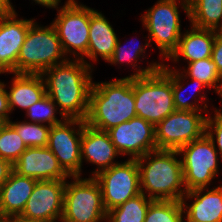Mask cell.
Segmentation results:
<instances>
[{
    "instance_id": "cell-1",
    "label": "cell",
    "mask_w": 222,
    "mask_h": 222,
    "mask_svg": "<svg viewBox=\"0 0 222 222\" xmlns=\"http://www.w3.org/2000/svg\"><path fill=\"white\" fill-rule=\"evenodd\" d=\"M91 66L81 59H68L41 74L46 94L60 107L59 113L63 119L85 121L87 118L93 85Z\"/></svg>"
},
{
    "instance_id": "cell-2",
    "label": "cell",
    "mask_w": 222,
    "mask_h": 222,
    "mask_svg": "<svg viewBox=\"0 0 222 222\" xmlns=\"http://www.w3.org/2000/svg\"><path fill=\"white\" fill-rule=\"evenodd\" d=\"M136 116L134 77L93 83L85 119L88 126L107 131Z\"/></svg>"
},
{
    "instance_id": "cell-3",
    "label": "cell",
    "mask_w": 222,
    "mask_h": 222,
    "mask_svg": "<svg viewBox=\"0 0 222 222\" xmlns=\"http://www.w3.org/2000/svg\"><path fill=\"white\" fill-rule=\"evenodd\" d=\"M135 110L138 117L156 126L176 109L172 91V69L163 63H151L146 69H135Z\"/></svg>"
},
{
    "instance_id": "cell-4",
    "label": "cell",
    "mask_w": 222,
    "mask_h": 222,
    "mask_svg": "<svg viewBox=\"0 0 222 222\" xmlns=\"http://www.w3.org/2000/svg\"><path fill=\"white\" fill-rule=\"evenodd\" d=\"M177 155H180L178 150L156 149L136 159L140 191L143 194L149 192L146 195L148 198L182 201L187 190L184 185L182 162L177 160Z\"/></svg>"
},
{
    "instance_id": "cell-5",
    "label": "cell",
    "mask_w": 222,
    "mask_h": 222,
    "mask_svg": "<svg viewBox=\"0 0 222 222\" xmlns=\"http://www.w3.org/2000/svg\"><path fill=\"white\" fill-rule=\"evenodd\" d=\"M64 56L54 26L51 24L49 27H41L34 22L29 27L18 54L17 73L42 74L48 68L67 61L68 58Z\"/></svg>"
},
{
    "instance_id": "cell-6",
    "label": "cell",
    "mask_w": 222,
    "mask_h": 222,
    "mask_svg": "<svg viewBox=\"0 0 222 222\" xmlns=\"http://www.w3.org/2000/svg\"><path fill=\"white\" fill-rule=\"evenodd\" d=\"M73 182H66L64 208L61 222L107 221L101 188L97 180L72 176Z\"/></svg>"
},
{
    "instance_id": "cell-7",
    "label": "cell",
    "mask_w": 222,
    "mask_h": 222,
    "mask_svg": "<svg viewBox=\"0 0 222 222\" xmlns=\"http://www.w3.org/2000/svg\"><path fill=\"white\" fill-rule=\"evenodd\" d=\"M182 154L184 185L188 191L207 188L218 174V151L216 145L205 133L178 150Z\"/></svg>"
},
{
    "instance_id": "cell-8",
    "label": "cell",
    "mask_w": 222,
    "mask_h": 222,
    "mask_svg": "<svg viewBox=\"0 0 222 222\" xmlns=\"http://www.w3.org/2000/svg\"><path fill=\"white\" fill-rule=\"evenodd\" d=\"M57 18L51 23L57 31L65 55L73 53L74 58L83 61L89 42L90 7L67 0Z\"/></svg>"
},
{
    "instance_id": "cell-9",
    "label": "cell",
    "mask_w": 222,
    "mask_h": 222,
    "mask_svg": "<svg viewBox=\"0 0 222 222\" xmlns=\"http://www.w3.org/2000/svg\"><path fill=\"white\" fill-rule=\"evenodd\" d=\"M207 115L201 110H175L155 126L157 149L179 150L206 133Z\"/></svg>"
},
{
    "instance_id": "cell-10",
    "label": "cell",
    "mask_w": 222,
    "mask_h": 222,
    "mask_svg": "<svg viewBox=\"0 0 222 222\" xmlns=\"http://www.w3.org/2000/svg\"><path fill=\"white\" fill-rule=\"evenodd\" d=\"M177 0H158L141 17L144 27L149 31V41L155 42L160 55L168 59L177 49L181 33Z\"/></svg>"
},
{
    "instance_id": "cell-11",
    "label": "cell",
    "mask_w": 222,
    "mask_h": 222,
    "mask_svg": "<svg viewBox=\"0 0 222 222\" xmlns=\"http://www.w3.org/2000/svg\"><path fill=\"white\" fill-rule=\"evenodd\" d=\"M100 185L102 200L108 212L141 193L136 159L113 165L94 176Z\"/></svg>"
},
{
    "instance_id": "cell-12",
    "label": "cell",
    "mask_w": 222,
    "mask_h": 222,
    "mask_svg": "<svg viewBox=\"0 0 222 222\" xmlns=\"http://www.w3.org/2000/svg\"><path fill=\"white\" fill-rule=\"evenodd\" d=\"M84 124L85 121L81 119H65L50 129L47 147L70 177L82 174L81 137ZM74 125L79 129L76 130Z\"/></svg>"
},
{
    "instance_id": "cell-13",
    "label": "cell",
    "mask_w": 222,
    "mask_h": 222,
    "mask_svg": "<svg viewBox=\"0 0 222 222\" xmlns=\"http://www.w3.org/2000/svg\"><path fill=\"white\" fill-rule=\"evenodd\" d=\"M106 132L120 155H130L131 159L157 149L155 126L141 117H133Z\"/></svg>"
},
{
    "instance_id": "cell-14",
    "label": "cell",
    "mask_w": 222,
    "mask_h": 222,
    "mask_svg": "<svg viewBox=\"0 0 222 222\" xmlns=\"http://www.w3.org/2000/svg\"><path fill=\"white\" fill-rule=\"evenodd\" d=\"M65 187L66 180H38L20 216L48 222L61 221Z\"/></svg>"
},
{
    "instance_id": "cell-15",
    "label": "cell",
    "mask_w": 222,
    "mask_h": 222,
    "mask_svg": "<svg viewBox=\"0 0 222 222\" xmlns=\"http://www.w3.org/2000/svg\"><path fill=\"white\" fill-rule=\"evenodd\" d=\"M15 10L0 15V74L17 73V59L29 27L34 20L16 19Z\"/></svg>"
},
{
    "instance_id": "cell-16",
    "label": "cell",
    "mask_w": 222,
    "mask_h": 222,
    "mask_svg": "<svg viewBox=\"0 0 222 222\" xmlns=\"http://www.w3.org/2000/svg\"><path fill=\"white\" fill-rule=\"evenodd\" d=\"M13 171L37 180H67L70 176L46 147H28L13 164Z\"/></svg>"
},
{
    "instance_id": "cell-17",
    "label": "cell",
    "mask_w": 222,
    "mask_h": 222,
    "mask_svg": "<svg viewBox=\"0 0 222 222\" xmlns=\"http://www.w3.org/2000/svg\"><path fill=\"white\" fill-rule=\"evenodd\" d=\"M119 154L106 131L84 124L81 137V160L83 162V158H85L87 162L97 165L98 168L92 172L93 177L118 164L113 161Z\"/></svg>"
},
{
    "instance_id": "cell-18",
    "label": "cell",
    "mask_w": 222,
    "mask_h": 222,
    "mask_svg": "<svg viewBox=\"0 0 222 222\" xmlns=\"http://www.w3.org/2000/svg\"><path fill=\"white\" fill-rule=\"evenodd\" d=\"M205 188L186 192L182 198L187 222H222V185L210 189L202 195ZM186 197V198H185ZM194 198L191 205L185 199Z\"/></svg>"
},
{
    "instance_id": "cell-19",
    "label": "cell",
    "mask_w": 222,
    "mask_h": 222,
    "mask_svg": "<svg viewBox=\"0 0 222 222\" xmlns=\"http://www.w3.org/2000/svg\"><path fill=\"white\" fill-rule=\"evenodd\" d=\"M38 180L12 171L0 187L1 221L20 215Z\"/></svg>"
},
{
    "instance_id": "cell-20",
    "label": "cell",
    "mask_w": 222,
    "mask_h": 222,
    "mask_svg": "<svg viewBox=\"0 0 222 222\" xmlns=\"http://www.w3.org/2000/svg\"><path fill=\"white\" fill-rule=\"evenodd\" d=\"M117 40L114 29L104 15L90 8L89 42L85 57L97 61L99 55L108 62L113 55Z\"/></svg>"
},
{
    "instance_id": "cell-21",
    "label": "cell",
    "mask_w": 222,
    "mask_h": 222,
    "mask_svg": "<svg viewBox=\"0 0 222 222\" xmlns=\"http://www.w3.org/2000/svg\"><path fill=\"white\" fill-rule=\"evenodd\" d=\"M186 31L180 36L177 49L170 55L168 60L173 59V61L178 62L179 57L182 56L184 60L190 63L210 58L217 31L194 26H192L191 30Z\"/></svg>"
},
{
    "instance_id": "cell-22",
    "label": "cell",
    "mask_w": 222,
    "mask_h": 222,
    "mask_svg": "<svg viewBox=\"0 0 222 222\" xmlns=\"http://www.w3.org/2000/svg\"><path fill=\"white\" fill-rule=\"evenodd\" d=\"M12 86L7 91L10 111L17 106L26 111L46 95V88L41 74L14 73Z\"/></svg>"
},
{
    "instance_id": "cell-23",
    "label": "cell",
    "mask_w": 222,
    "mask_h": 222,
    "mask_svg": "<svg viewBox=\"0 0 222 222\" xmlns=\"http://www.w3.org/2000/svg\"><path fill=\"white\" fill-rule=\"evenodd\" d=\"M191 25L201 29L222 31V0H189Z\"/></svg>"
},
{
    "instance_id": "cell-24",
    "label": "cell",
    "mask_w": 222,
    "mask_h": 222,
    "mask_svg": "<svg viewBox=\"0 0 222 222\" xmlns=\"http://www.w3.org/2000/svg\"><path fill=\"white\" fill-rule=\"evenodd\" d=\"M152 201L153 199L141 192L109 210L106 220L109 222H144L147 209Z\"/></svg>"
},
{
    "instance_id": "cell-25",
    "label": "cell",
    "mask_w": 222,
    "mask_h": 222,
    "mask_svg": "<svg viewBox=\"0 0 222 222\" xmlns=\"http://www.w3.org/2000/svg\"><path fill=\"white\" fill-rule=\"evenodd\" d=\"M187 69L183 71L185 75L182 72V78L187 79L189 77L190 79H197L199 82L205 84L207 88H214L216 93L222 85V75L218 72L217 66L211 57L190 62Z\"/></svg>"
},
{
    "instance_id": "cell-26",
    "label": "cell",
    "mask_w": 222,
    "mask_h": 222,
    "mask_svg": "<svg viewBox=\"0 0 222 222\" xmlns=\"http://www.w3.org/2000/svg\"><path fill=\"white\" fill-rule=\"evenodd\" d=\"M183 213L181 201L153 200L147 209L144 222H183Z\"/></svg>"
},
{
    "instance_id": "cell-27",
    "label": "cell",
    "mask_w": 222,
    "mask_h": 222,
    "mask_svg": "<svg viewBox=\"0 0 222 222\" xmlns=\"http://www.w3.org/2000/svg\"><path fill=\"white\" fill-rule=\"evenodd\" d=\"M21 137L27 147H46L51 127L33 122H8Z\"/></svg>"
},
{
    "instance_id": "cell-28",
    "label": "cell",
    "mask_w": 222,
    "mask_h": 222,
    "mask_svg": "<svg viewBox=\"0 0 222 222\" xmlns=\"http://www.w3.org/2000/svg\"><path fill=\"white\" fill-rule=\"evenodd\" d=\"M27 148L17 131L7 122L0 130V157L14 164Z\"/></svg>"
},
{
    "instance_id": "cell-29",
    "label": "cell",
    "mask_w": 222,
    "mask_h": 222,
    "mask_svg": "<svg viewBox=\"0 0 222 222\" xmlns=\"http://www.w3.org/2000/svg\"><path fill=\"white\" fill-rule=\"evenodd\" d=\"M184 80L182 78V72L180 73L179 70H173L172 69V91H173V97H174V107L176 110H182V111H193V110H202V105L199 106V104H197V101H199L196 96L200 95V101L203 102L206 98L205 94L201 95L200 91L201 89H203L204 87H207L205 84H203L202 82H199L197 79H191L192 82L194 83L193 85H195V96L194 99L196 101L189 102L187 101V99H185L184 96H182V90H183V83L181 82ZM197 85V86H196ZM200 90V91H199ZM193 93V94H194ZM198 93V94H196ZM205 97V98H204ZM203 99V100H202Z\"/></svg>"
},
{
    "instance_id": "cell-30",
    "label": "cell",
    "mask_w": 222,
    "mask_h": 222,
    "mask_svg": "<svg viewBox=\"0 0 222 222\" xmlns=\"http://www.w3.org/2000/svg\"><path fill=\"white\" fill-rule=\"evenodd\" d=\"M55 107L56 104L54 101L46 94L41 100L28 108L26 115L32 119L31 122L33 121V123H47V125L51 127L65 120H59L55 116L58 110V108Z\"/></svg>"
},
{
    "instance_id": "cell-31",
    "label": "cell",
    "mask_w": 222,
    "mask_h": 222,
    "mask_svg": "<svg viewBox=\"0 0 222 222\" xmlns=\"http://www.w3.org/2000/svg\"><path fill=\"white\" fill-rule=\"evenodd\" d=\"M132 43H134V42H132ZM136 45H135V47L130 46L131 48L127 47V46L122 47L120 41L117 40L113 55L108 60V62L116 65V64L124 63V61L127 60V64L132 62L131 65L133 67H136L137 64H135V63H137L138 58H140V56L143 55V53L145 54L144 48H147L150 44L147 42V43H145L144 47L142 45L140 46L139 44L137 46ZM133 61H135L134 64H133Z\"/></svg>"
},
{
    "instance_id": "cell-32",
    "label": "cell",
    "mask_w": 222,
    "mask_h": 222,
    "mask_svg": "<svg viewBox=\"0 0 222 222\" xmlns=\"http://www.w3.org/2000/svg\"><path fill=\"white\" fill-rule=\"evenodd\" d=\"M220 110L222 109L215 110L214 117H207L206 134L214 144L217 142L218 153L222 158V111Z\"/></svg>"
},
{
    "instance_id": "cell-33",
    "label": "cell",
    "mask_w": 222,
    "mask_h": 222,
    "mask_svg": "<svg viewBox=\"0 0 222 222\" xmlns=\"http://www.w3.org/2000/svg\"><path fill=\"white\" fill-rule=\"evenodd\" d=\"M211 59L216 64L218 72L222 75V31H217V35L215 36Z\"/></svg>"
},
{
    "instance_id": "cell-34",
    "label": "cell",
    "mask_w": 222,
    "mask_h": 222,
    "mask_svg": "<svg viewBox=\"0 0 222 222\" xmlns=\"http://www.w3.org/2000/svg\"><path fill=\"white\" fill-rule=\"evenodd\" d=\"M4 82L0 81V117H2L6 122L10 121L9 113V100L7 90L5 89Z\"/></svg>"
},
{
    "instance_id": "cell-35",
    "label": "cell",
    "mask_w": 222,
    "mask_h": 222,
    "mask_svg": "<svg viewBox=\"0 0 222 222\" xmlns=\"http://www.w3.org/2000/svg\"><path fill=\"white\" fill-rule=\"evenodd\" d=\"M13 171V164L0 157V187L9 178L11 172Z\"/></svg>"
},
{
    "instance_id": "cell-36",
    "label": "cell",
    "mask_w": 222,
    "mask_h": 222,
    "mask_svg": "<svg viewBox=\"0 0 222 222\" xmlns=\"http://www.w3.org/2000/svg\"><path fill=\"white\" fill-rule=\"evenodd\" d=\"M10 0H0V15L8 14L14 11Z\"/></svg>"
},
{
    "instance_id": "cell-37",
    "label": "cell",
    "mask_w": 222,
    "mask_h": 222,
    "mask_svg": "<svg viewBox=\"0 0 222 222\" xmlns=\"http://www.w3.org/2000/svg\"><path fill=\"white\" fill-rule=\"evenodd\" d=\"M34 2L48 8H58V4L61 0H34Z\"/></svg>"
},
{
    "instance_id": "cell-38",
    "label": "cell",
    "mask_w": 222,
    "mask_h": 222,
    "mask_svg": "<svg viewBox=\"0 0 222 222\" xmlns=\"http://www.w3.org/2000/svg\"><path fill=\"white\" fill-rule=\"evenodd\" d=\"M6 222H48V221L29 219V218L22 217V216L18 215V216H14V217L8 219Z\"/></svg>"
},
{
    "instance_id": "cell-39",
    "label": "cell",
    "mask_w": 222,
    "mask_h": 222,
    "mask_svg": "<svg viewBox=\"0 0 222 222\" xmlns=\"http://www.w3.org/2000/svg\"><path fill=\"white\" fill-rule=\"evenodd\" d=\"M179 1H181V3H180L181 7L186 12V15L189 16V2H188L189 0H179Z\"/></svg>"
},
{
    "instance_id": "cell-40",
    "label": "cell",
    "mask_w": 222,
    "mask_h": 222,
    "mask_svg": "<svg viewBox=\"0 0 222 222\" xmlns=\"http://www.w3.org/2000/svg\"><path fill=\"white\" fill-rule=\"evenodd\" d=\"M7 122L2 118L0 117V130L2 129V127L6 124Z\"/></svg>"
},
{
    "instance_id": "cell-41",
    "label": "cell",
    "mask_w": 222,
    "mask_h": 222,
    "mask_svg": "<svg viewBox=\"0 0 222 222\" xmlns=\"http://www.w3.org/2000/svg\"><path fill=\"white\" fill-rule=\"evenodd\" d=\"M217 93L220 95V97L222 98V85L220 86V88L218 89Z\"/></svg>"
}]
</instances>
